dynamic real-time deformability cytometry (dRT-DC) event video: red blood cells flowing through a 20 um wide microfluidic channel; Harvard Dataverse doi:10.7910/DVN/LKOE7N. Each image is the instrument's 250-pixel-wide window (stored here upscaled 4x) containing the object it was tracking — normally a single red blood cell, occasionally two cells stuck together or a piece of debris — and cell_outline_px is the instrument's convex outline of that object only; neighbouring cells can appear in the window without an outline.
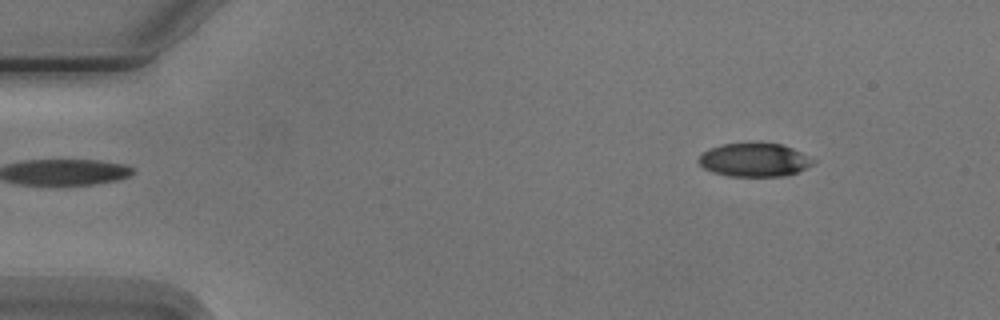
{"species": "Egyptian fruit bat (a non-hibernating species)", "species_latin": "Rousettus aegyptiacus", "temperature_condition": "cold", "stored_images_in_passage": 3, "camera_frame_rate_fps": 3000, "um_per_image_px": 0.085, "animal": {"sex": "male"}, "frame": {"image": 1, "passage_image": 3, "time_ms": 2.333, "image_size_px": [1000, 320], "cell_outline_px": [[816, 160], [812, 164], [796, 172], [784, 176], [728, 176], [712, 172], [704, 168], [696, 160], [708, 148], [724, 144], [784, 144]], "centroid_in_image_um": [64.09, 13.6], "position_along_channel_um": 20.9, "area_um2": 22.02}}